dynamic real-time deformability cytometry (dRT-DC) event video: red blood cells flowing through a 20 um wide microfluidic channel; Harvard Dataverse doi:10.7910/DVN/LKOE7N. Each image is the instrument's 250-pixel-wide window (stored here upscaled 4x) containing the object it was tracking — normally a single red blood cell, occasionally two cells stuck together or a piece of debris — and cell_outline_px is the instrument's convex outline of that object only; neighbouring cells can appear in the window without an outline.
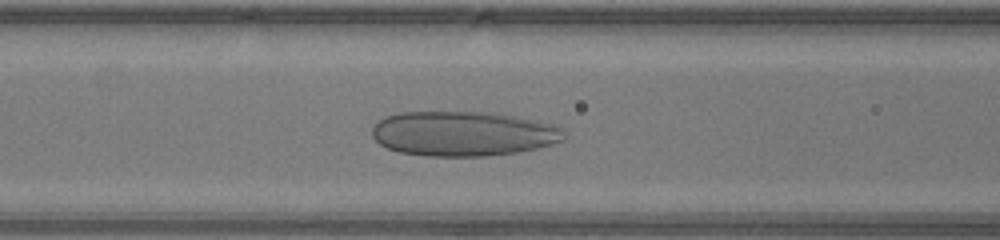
{"species": "human", "species_latin": "Homo sapiens", "temperature_condition": "warm", "stored_images_in_passage": 30, "camera_frame_rate_fps": 3000, "um_per_image_px": 0.085, "donor": {"sex": "male"}, "frame": {"image": 1, "passage_image": 5, "time_ms": 1.333, "image_size_px": [1000, 240], "cell_outline_px": [[564, 140], [552, 144], [536, 148], [516, 152], [484, 156], [428, 156], [400, 152], [388, 148], [380, 144], [372, 136], [372, 128], [384, 116], [400, 112], [488, 112], [536, 120], [556, 124], [564, 132]], "centroid_in_image_um": [39.37, 11.35], "position_along_channel_um": 127.2, "area_um2": 50.05}}
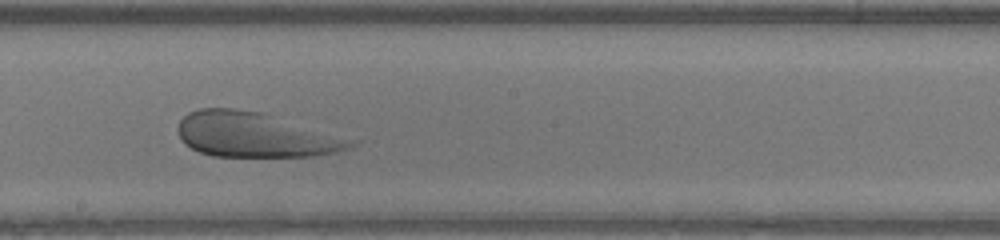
{"frame": {"image": 2, "passage_image": 12, "time_ms": 3.667, "image_size_px": [1000, 240], "cell_outline_px": [[360, 140], [356, 144], [348, 148], [336, 152], [312, 156], [212, 156], [200, 152], [184, 144], [180, 140], [176, 128], [180, 120], [188, 112], [200, 108], [232, 108], [264, 112]], "centroid_in_image_um": [21.71, 11.45], "position_along_channel_um": 226.5, "area_um2": 45.78}}
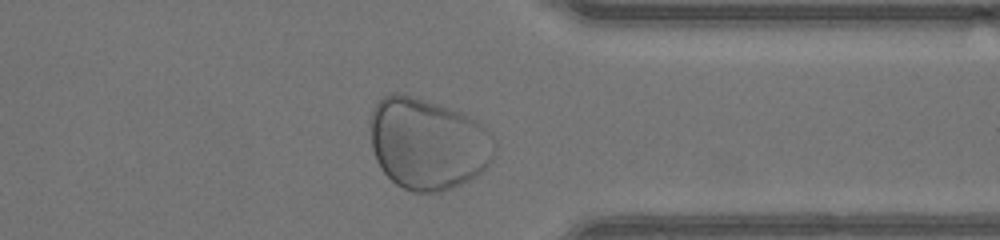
{"frame": {"image": 3, "passage_image": 23, "time_ms": 7.333, "image_size_px": [1000, 240], "cell_outline_px": [[496, 148], [492, 160], [484, 172], [452, 188], [440, 192], [412, 192], [396, 184], [384, 172], [376, 160], [372, 148], [368, 124], [372, 108], [384, 96], [392, 92], [400, 92], [460, 112], [476, 120], [488, 128], [496, 144]], "centroid_in_image_um": [36.35, 12.21], "position_along_channel_um": 375.0, "area_um2": 66.93}}